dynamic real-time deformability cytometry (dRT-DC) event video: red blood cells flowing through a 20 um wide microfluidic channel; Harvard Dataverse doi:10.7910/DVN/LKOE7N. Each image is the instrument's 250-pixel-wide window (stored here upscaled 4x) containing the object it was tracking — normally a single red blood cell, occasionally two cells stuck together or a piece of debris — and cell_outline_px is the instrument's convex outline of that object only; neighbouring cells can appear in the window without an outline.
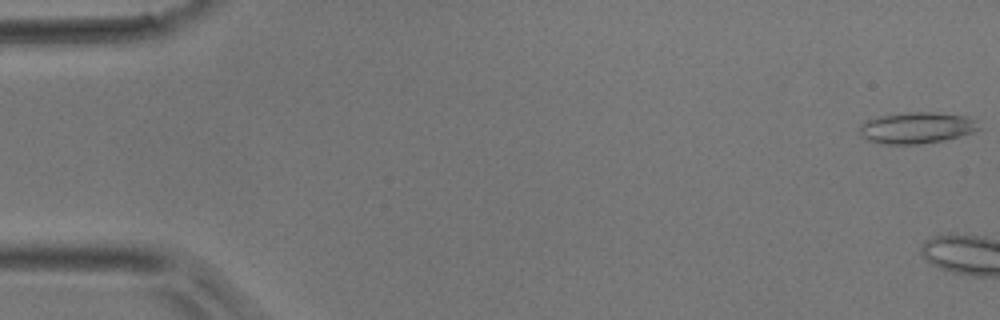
{"species": "common noctule bat (a hibernating species)", "species_latin": "Nyctalus noctula", "temperature_condition": "room temperature", "stored_images_in_passage": 8, "camera_frame_rate_fps": 3000, "um_per_image_px": 0.085, "animal": {"sex": "male", "body_mass_g": 17.9}, "frame": {"image": 1, "passage_image": 1, "time_ms": 0.0, "image_size_px": [1000, 320], "cell_outline_px": [[980, 128], [972, 132], [944, 140], [920, 144], [880, 144], [868, 140], [860, 136], [860, 124], [864, 120], [876, 116], [908, 112], [932, 112], [968, 116], [976, 120]], "centroid_in_image_um": [77.86, 10.86], "position_along_channel_um": 7.1, "area_um2": 21.96}}